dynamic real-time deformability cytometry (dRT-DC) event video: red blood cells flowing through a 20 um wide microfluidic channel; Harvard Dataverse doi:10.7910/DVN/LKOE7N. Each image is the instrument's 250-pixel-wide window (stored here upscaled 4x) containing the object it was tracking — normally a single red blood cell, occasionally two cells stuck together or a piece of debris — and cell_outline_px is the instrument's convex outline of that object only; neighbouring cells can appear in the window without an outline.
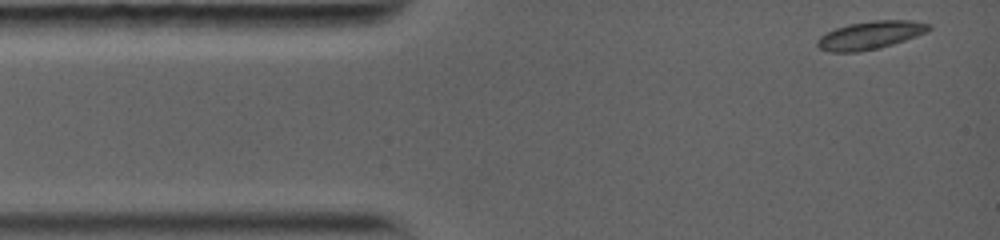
{"species": "common noctule bat (a hibernating species)", "species_latin": "Nyctalus noctula", "temperature_condition": "warm", "stored_images_in_passage": 31, "camera_frame_rate_fps": 5000, "um_per_image_px": 0.085, "animal": {"sex": "female", "body_mass_g": 19.0, "forearm_length_mm": 56.7}, "frame": {"image": 1, "passage_image": 1, "time_ms": 0.0, "image_size_px": [1000, 240], "cell_outline_px": [[932, 28], [928, 32], [880, 48], [856, 52], [828, 52], [820, 48], [816, 44], [816, 40], [820, 36], [836, 28], [848, 24], [872, 20], [912, 20], [932, 24]], "centroid_in_image_um": [73.99, 2.98], "position_along_channel_um": 11.0, "area_um2": 18.32}}
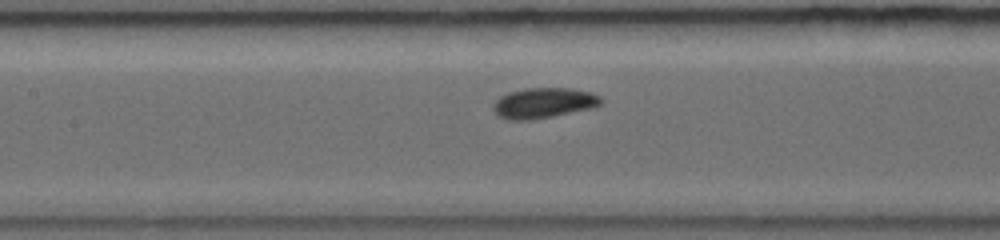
{"frame": {"image": 2, "passage_image": 14, "time_ms": 5.4, "image_size_px": [1000, 240], "cell_outline_px": [[604, 104], [592, 108], [532, 120], [508, 120], [496, 116], [492, 108], [492, 104], [500, 96], [508, 92], [524, 88], [572, 88], [592, 92], [600, 96], [604, 100]], "centroid_in_image_um": [46.2, 8.75], "position_along_channel_um": 161.2, "area_um2": 19.48}}
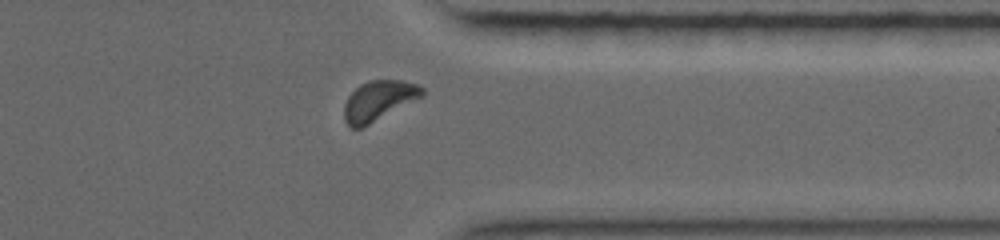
{"frame": {"image": 3, "passage_image": 27, "time_ms": 11.0, "image_size_px": [1000, 240], "cell_outline_px": [[424, 96], [360, 128], [352, 128], [344, 120], [344, 104], [348, 96], [360, 84], [368, 80], [400, 80], [416, 84], [424, 88]], "centroid_in_image_um": [32.18, 8.53], "position_along_channel_um": 379.2, "area_um2": 17.98}, "authors_computed_cell_mechanics": {"area_um2": 17.8602, "velocity_mm_per_s": 3.9214, "shape_relaxation_time_tau1_ms": 6.9402, "shape_relaxation_time_tau2_ms": null, "deformation_change_tau1": 0.2007, "deformation_change_tau2": null}}